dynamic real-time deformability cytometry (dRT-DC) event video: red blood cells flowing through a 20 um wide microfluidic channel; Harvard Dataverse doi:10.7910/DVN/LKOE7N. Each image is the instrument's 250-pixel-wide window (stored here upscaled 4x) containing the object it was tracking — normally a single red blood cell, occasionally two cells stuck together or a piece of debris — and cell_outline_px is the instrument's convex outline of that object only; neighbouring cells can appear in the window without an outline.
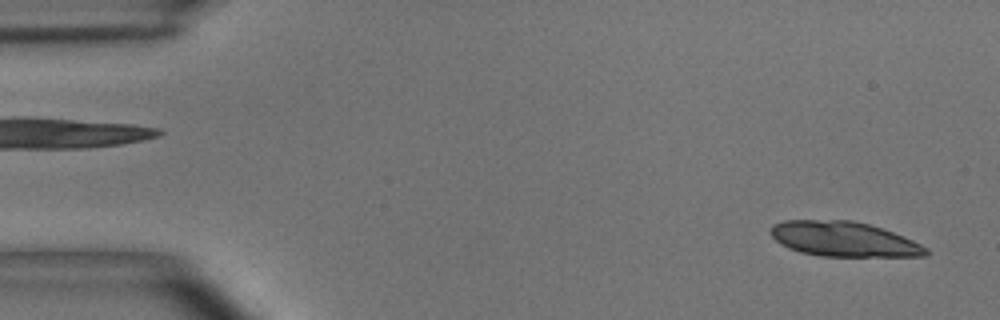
{"species": "common noctule bat (a hibernating species)", "species_latin": "Nyctalus noctula", "temperature_condition": "room temperature", "stored_images_in_passage": 19, "camera_frame_rate_fps": 3000, "um_per_image_px": 0.085, "animal": {"sex": "male", "body_mass_g": 15.6}, "frame": {"image": 1, "passage_image": 2, "time_ms": 0.333, "image_size_px": [1000, 320], "cell_outline_px": [[932, 252], [928, 256], [820, 256], [800, 252], [788, 248], [780, 244], [768, 232], [768, 228], [772, 224], [784, 220], [852, 220], [868, 224], [904, 236], [928, 248]], "centroid_in_image_um": [71.69, 20.32], "position_along_channel_um": 13.3, "area_um2": 31.79}}